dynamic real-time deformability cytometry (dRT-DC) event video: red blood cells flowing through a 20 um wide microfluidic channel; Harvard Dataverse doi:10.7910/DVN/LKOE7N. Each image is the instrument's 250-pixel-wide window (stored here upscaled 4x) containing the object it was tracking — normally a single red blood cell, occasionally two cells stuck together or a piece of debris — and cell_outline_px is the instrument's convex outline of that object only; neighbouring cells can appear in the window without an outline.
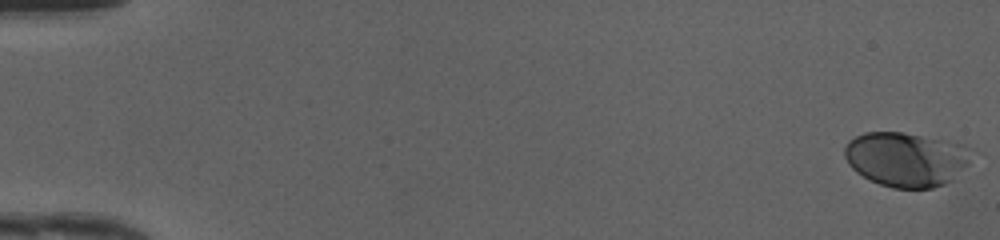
{"species": "human", "species_latin": "Homo sapiens", "temperature_condition": "cold", "stored_images_in_passage": 50, "camera_frame_rate_fps": 3000, "um_per_image_px": 0.085, "donor": {"sex": "female"}, "frame": {"image": 1, "passage_image": 1, "time_ms": 0.0, "image_size_px": [1000, 240], "cell_outline_px": [[976, 152], [968, 164], [956, 180], [932, 188], [892, 188], [880, 184], [856, 172], [848, 164], [844, 156], [844, 148], [848, 140], [864, 132], [904, 132], [964, 144]], "centroid_in_image_um": [77.08, 13.53], "position_along_channel_um": 7.9, "area_um2": 40.92}}
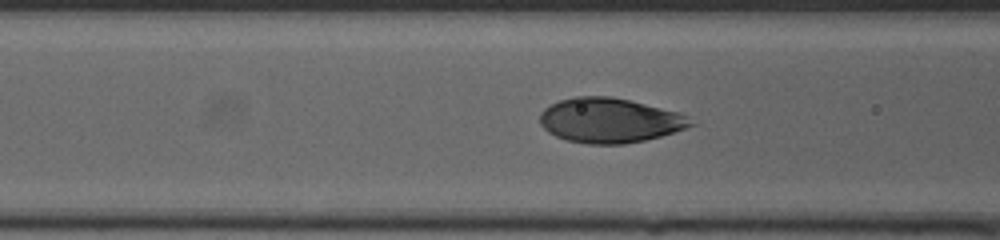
{"frame": {"image": 2, "passage_image": 21, "time_ms": 6.667, "image_size_px": [1000, 240], "cell_outline_px": [[696, 124], [660, 136], [644, 140], [624, 144], [588, 144], [568, 140], [556, 136], [548, 132], [540, 124], [540, 112], [544, 108], [560, 100], [576, 96], [612, 96], [680, 112], [688, 116]], "centroid_in_image_um": [51.82, 10.22], "position_along_channel_um": 114.8, "area_um2": 39.25}}
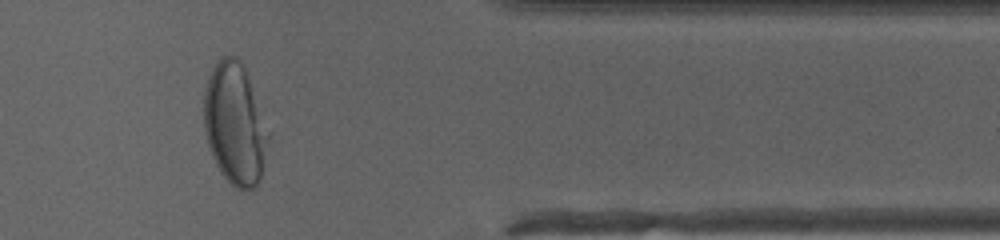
{"frame": {"image": 3, "passage_image": 42, "time_ms": 13.667, "image_size_px": [1000, 240], "cell_outline_px": [[272, 132], [260, 180], [256, 188], [236, 188], [224, 176], [216, 164], [212, 156], [208, 144], [204, 128], [204, 88], [208, 76], [212, 68], [224, 56], [236, 56], [240, 60], [244, 68]], "centroid_in_image_um": [20.01, 10.54], "position_along_channel_um": 391.4, "area_um2": 46.07}, "authors_computed_cell_mechanics": {"area_um2": 39.593, "velocity_mm_per_s": 4.1827, "shape_relaxation_time_tau1_ms": 2.8608, "shape_relaxation_time_tau2_ms": null, "deformation_change_tau1": 0.1669, "deformation_change_tau2": null}}